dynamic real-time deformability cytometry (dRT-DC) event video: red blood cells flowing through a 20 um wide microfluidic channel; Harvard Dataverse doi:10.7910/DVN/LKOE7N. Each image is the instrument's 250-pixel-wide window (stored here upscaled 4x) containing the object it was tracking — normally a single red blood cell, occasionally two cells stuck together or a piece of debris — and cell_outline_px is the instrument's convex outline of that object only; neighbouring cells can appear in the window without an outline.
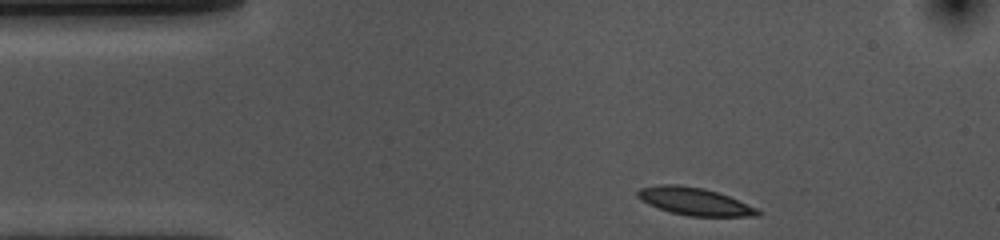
{"species": "common noctule bat (a hibernating species)", "species_latin": "Nyctalus noctula", "temperature_condition": "cold", "stored_images_in_passage": 36, "camera_frame_rate_fps": 3000, "um_per_image_px": 0.085, "animal": {"sex": "female", "body_mass_g": 10.0, "forearm_length_mm": 53.1}, "frame": {"image": 1, "passage_image": 1, "time_ms": 0.0, "image_size_px": [1000, 240], "cell_outline_px": [[760, 216], [688, 216], [672, 212], [648, 204], [636, 196], [636, 192], [640, 188], [660, 184], [676, 184], [704, 188], [728, 196], [756, 208], [760, 212]], "centroid_in_image_um": [59.0, 17.11], "position_along_channel_um": 26.0, "area_um2": 19.02}}
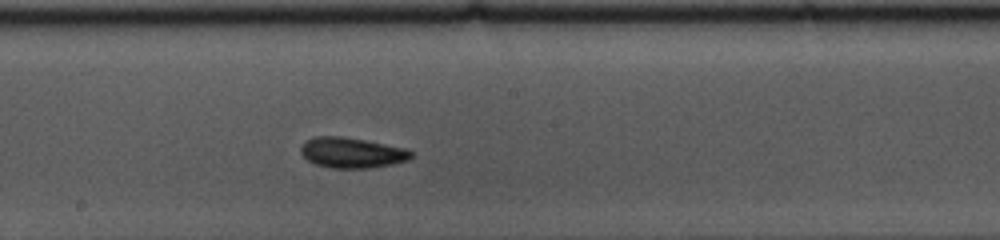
{"frame": {"image": 2, "passage_image": 21, "time_ms": 6.667, "image_size_px": [1000, 240], "cell_outline_px": [[412, 156], [408, 160], [392, 164], [368, 168], [332, 168], [316, 164], [308, 160], [300, 152], [300, 148], [308, 140], [316, 136], [340, 136], [364, 140], [404, 148], [412, 152]], "centroid_in_image_um": [29.9, 12.98], "position_along_channel_um": 218.3, "area_um2": 19.25}}
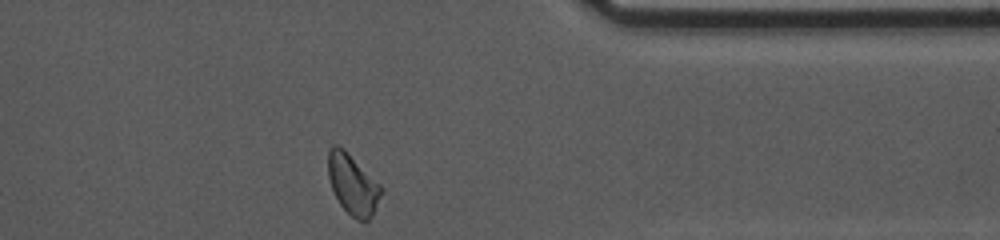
{"frame": {"image": 3, "passage_image": 36, "time_ms": 11.667, "image_size_px": [1000, 240], "cell_outline_px": [[384, 188], [372, 216], [368, 220], [356, 220], [340, 204], [332, 188], [328, 176], [328, 152], [332, 144], [336, 144], [344, 148]], "centroid_in_image_um": [29.99, 15.65], "position_along_channel_um": 381.4, "area_um2": 18.55}, "authors_computed_cell_mechanics": {"area_um2": 18.9584, "velocity_mm_per_s": 3.5955, "shape_relaxation_time_tau1_ms": 2.5957, "shape_relaxation_time_tau2_ms": 3.5746, "deformation_change_tau1": 0.1057, "deformation_change_tau2": 0.0865}}